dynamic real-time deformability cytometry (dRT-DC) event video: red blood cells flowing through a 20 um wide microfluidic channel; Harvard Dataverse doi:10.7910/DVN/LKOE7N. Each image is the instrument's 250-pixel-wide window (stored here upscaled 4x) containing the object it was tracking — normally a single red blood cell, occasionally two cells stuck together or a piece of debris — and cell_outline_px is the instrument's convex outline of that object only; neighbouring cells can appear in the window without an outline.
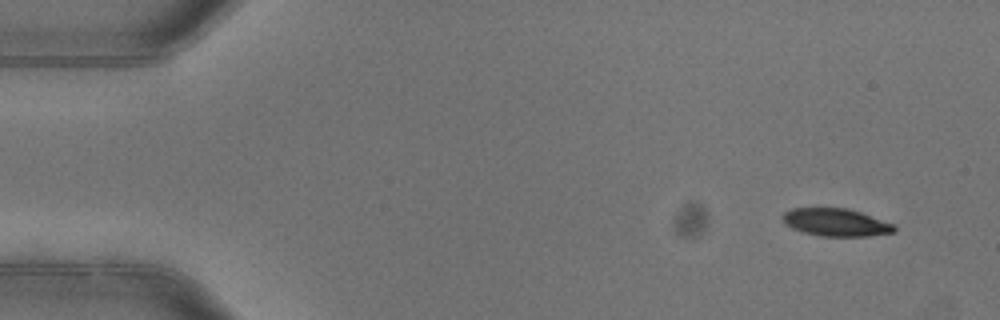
{"species": "common noctule bat (a hibernating species)", "species_latin": "Nyctalus noctula", "temperature_condition": "warm", "stored_images_in_passage": 4, "camera_frame_rate_fps": 3000, "um_per_image_px": 0.085, "animal": {"sex": "female"}, "frame": {"image": 1, "passage_image": 1, "time_ms": 0.0, "image_size_px": [1000, 320], "cell_outline_px": [[896, 232], [868, 236], [820, 236], [804, 232], [792, 228], [784, 224], [780, 216], [784, 212], [792, 208], [848, 208], [860, 212], [892, 224], [896, 228]], "centroid_in_image_um": [71.0, 18.9], "position_along_channel_um": 14.0, "area_um2": 17.98}}
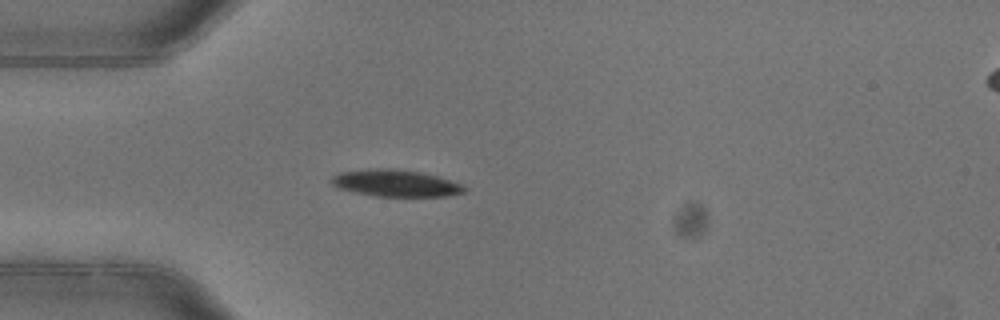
{"frame": {"image": 2, "passage_image": 4, "time_ms": 1.0, "image_size_px": [1000, 320], "cell_outline_px": [[468, 188], [464, 192], [448, 196], [372, 196], [340, 188], [332, 184], [332, 176], [340, 172], [368, 168], [392, 168], [420, 172], [436, 176], [464, 184]], "centroid_in_image_um": [33.66, 15.56], "position_along_channel_um": 51.3, "area_um2": 20.81}}